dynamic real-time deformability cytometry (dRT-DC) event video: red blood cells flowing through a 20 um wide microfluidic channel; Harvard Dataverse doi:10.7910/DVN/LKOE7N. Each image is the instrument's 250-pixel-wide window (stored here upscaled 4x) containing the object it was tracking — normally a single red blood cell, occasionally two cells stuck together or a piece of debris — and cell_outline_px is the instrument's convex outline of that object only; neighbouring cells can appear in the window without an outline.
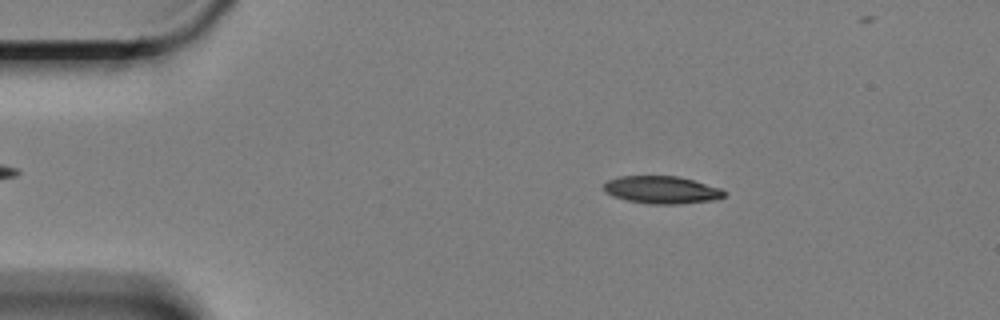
{"species": "Egyptian fruit bat (a non-hibernating species)", "species_latin": "Rousettus aegyptiacus", "temperature_condition": "cold", "stored_images_in_passage": 53, "camera_frame_rate_fps": 3000, "um_per_image_px": 0.085, "animal": {"sex": "female"}, "frame": {"image": 1, "passage_image": 10, "time_ms": 3.0, "image_size_px": [1000, 320], "cell_outline_px": [[728, 192], [724, 196], [712, 200], [680, 204], [648, 204], [628, 200], [612, 196], [604, 192], [604, 184], [608, 180], [620, 176], [676, 176], [692, 180], [720, 188]], "centroid_in_image_um": [56.23, 16.14], "position_along_channel_um": 28.8, "area_um2": 19.25}}
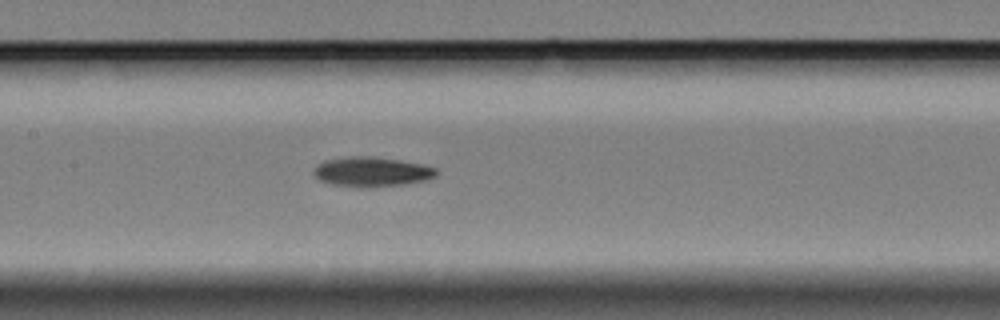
{"frame": {"image": 2, "passage_image": 28, "time_ms": 9.0, "image_size_px": [1000, 320], "cell_outline_px": [[436, 176], [428, 180], [404, 184], [368, 188], [360, 188], [332, 184], [320, 180], [312, 172], [316, 164], [324, 160], [348, 156], [372, 156], [400, 160], [424, 164], [436, 168]], "centroid_in_image_um": [31.59, 14.6], "position_along_channel_um": 175.8, "area_um2": 21.56}}
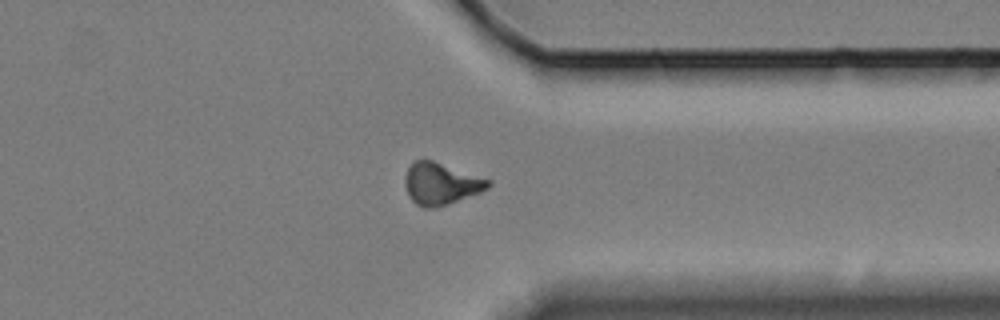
{"frame": {"image": 3, "passage_image": 46, "time_ms": 15.0, "image_size_px": [1000, 320], "cell_outline_px": [[492, 184], [488, 188], [480, 192], [448, 204], [436, 208], [424, 208], [416, 204], [408, 196], [404, 184], [404, 176], [408, 168], [416, 160], [432, 160], [492, 180]], "centroid_in_image_um": [37.47, 15.63], "position_along_channel_um": 373.9, "area_um2": 20.35}}